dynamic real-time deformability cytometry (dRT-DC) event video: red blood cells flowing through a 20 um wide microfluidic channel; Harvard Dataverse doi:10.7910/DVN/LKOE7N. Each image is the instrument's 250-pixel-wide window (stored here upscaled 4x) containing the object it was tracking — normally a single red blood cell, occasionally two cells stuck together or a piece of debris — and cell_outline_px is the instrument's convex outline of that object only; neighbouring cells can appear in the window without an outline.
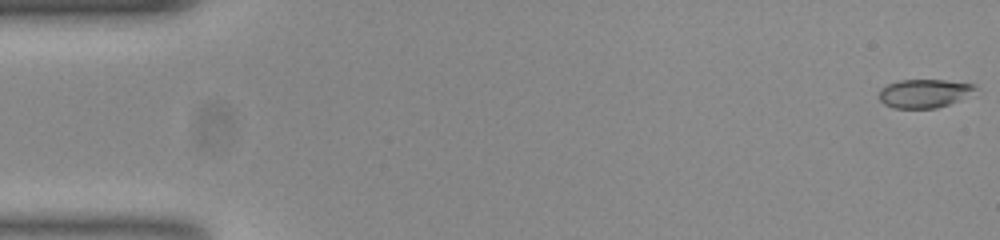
{"species": "common noctule bat (a hibernating species)", "species_latin": "Nyctalus noctula", "temperature_condition": "room temperature", "stored_images_in_passage": 54, "camera_frame_rate_fps": 3000, "um_per_image_px": 0.085, "animal": {"sex": "female", "body_mass_g": 23.0, "forearm_length_mm": 53.4}, "frame": {"image": 1, "passage_image": 1, "time_ms": 0.0, "image_size_px": [1000, 240], "cell_outline_px": [[976, 88], [956, 100], [948, 104], [936, 108], [892, 108], [884, 104], [880, 100], [880, 88], [888, 84], [900, 80], [944, 80], [976, 84]], "centroid_in_image_um": [78.48, 7.93], "position_along_channel_um": 6.5, "area_um2": 15.61}}
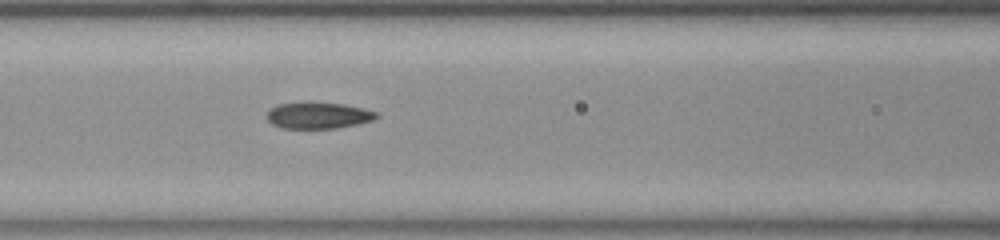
{"frame": {"image": 2, "passage_image": 23, "time_ms": 7.333, "image_size_px": [1000, 240], "cell_outline_px": [[380, 116], [372, 120], [356, 124], [336, 128], [284, 128], [272, 124], [268, 120], [268, 108], [276, 104], [308, 100], [344, 104], [364, 108], [380, 112]], "centroid_in_image_um": [27.05, 9.77], "position_along_channel_um": 139.5, "area_um2": 17.4}}
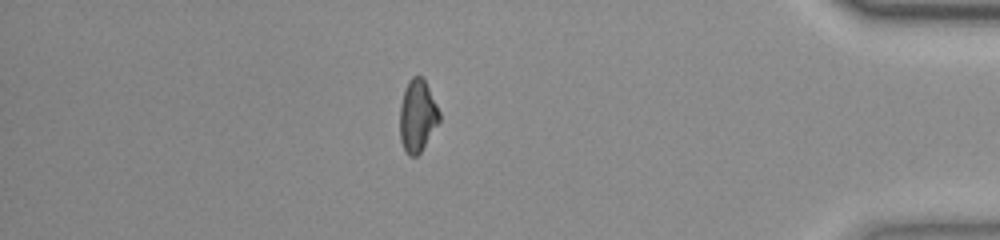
{"frame": {"image": 3, "passage_image": 47, "time_ms": 15.333, "image_size_px": [1000, 240], "cell_outline_px": [[440, 120], [420, 152], [416, 156], [408, 156], [400, 140], [400, 104], [404, 88], [408, 80], [412, 76], [420, 76], [424, 80], [440, 112]], "centroid_in_image_um": [35.46, 9.84], "position_along_channel_um": 399.7, "area_um2": 16.47}, "authors_computed_cell_mechanics": {"area_um2": 16.9354, "velocity_mm_per_s": 3.7815, "shape_relaxation_time_tau1_ms": 8.4665, "shape_relaxation_time_tau2_ms": 2.3492, "deformation_change_tau1": 0.2079, "deformation_change_tau2": 0.0574}}